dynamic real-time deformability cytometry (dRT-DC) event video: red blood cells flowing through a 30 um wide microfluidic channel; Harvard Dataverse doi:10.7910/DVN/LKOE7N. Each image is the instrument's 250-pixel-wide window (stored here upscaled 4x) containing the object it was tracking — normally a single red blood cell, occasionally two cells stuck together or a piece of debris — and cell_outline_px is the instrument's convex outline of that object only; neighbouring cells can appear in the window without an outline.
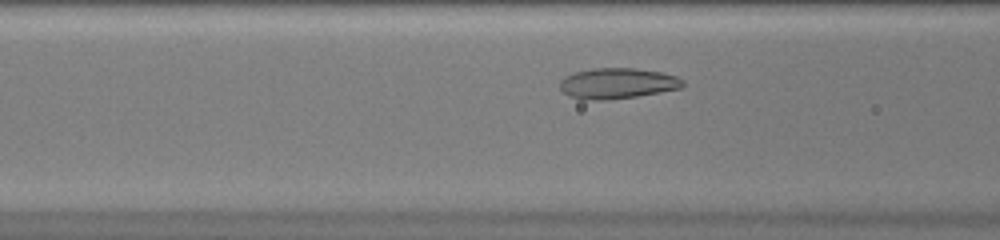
{"species": "common noctule bat (a hibernating species)", "species_latin": "Nyctalus noctula", "temperature_condition": "warm", "stored_images_in_passage": 31, "camera_frame_rate_fps": 3000, "um_per_image_px": 0.085, "animal": {"sex": "female", "body_mass_g": 20.0, "forearm_length_mm": 54.0}, "frame": {"image": 1, "passage_image": 8, "time_ms": 2.333, "image_size_px": [1000, 240], "cell_outline_px": [[684, 88], [636, 96], [604, 100], [584, 100], [568, 96], [560, 88], [560, 80], [564, 76], [576, 72], [592, 68], [636, 68], [660, 72], [676, 76], [684, 80]], "centroid_in_image_um": [52.48, 7.08], "position_along_channel_um": 114.1, "area_um2": 22.08}}
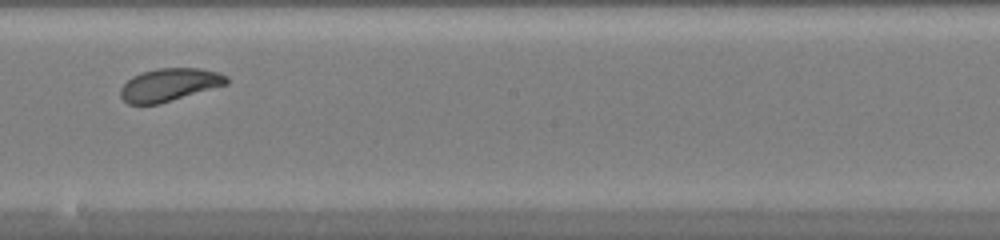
{"frame": {"image": 2, "passage_image": 17, "time_ms": 5.333, "image_size_px": [1000, 240], "cell_outline_px": [[228, 84], [160, 104], [128, 104], [120, 96], [120, 88], [132, 76], [156, 68], [200, 68], [220, 72], [228, 76]], "centroid_in_image_um": [14.42, 7.2], "position_along_channel_um": 233.8, "area_um2": 20.4}}
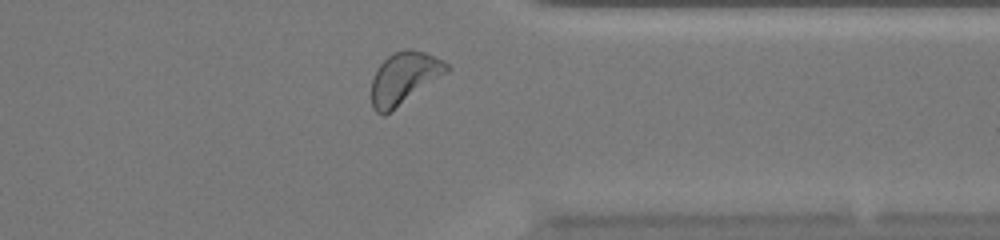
{"frame": {"image": 3, "passage_image": 28, "time_ms": 9.0, "image_size_px": [1000, 240], "cell_outline_px": [[452, 68], [448, 72], [384, 116], [376, 112], [372, 108], [372, 80], [380, 64], [392, 52], [404, 48], [408, 48], [424, 52], [444, 60]], "centroid_in_image_um": [34.37, 6.62], "position_along_channel_um": 377.0, "area_um2": 22.77}, "authors_computed_cell_mechanics": {"area_um2": 20.9236, "velocity_mm_per_s": 3.999, "shape_relaxation_time_tau1_ms": 1.9739, "shape_relaxation_time_tau2_ms": null, "deformation_change_tau1": 0.1057, "deformation_change_tau2": null}}